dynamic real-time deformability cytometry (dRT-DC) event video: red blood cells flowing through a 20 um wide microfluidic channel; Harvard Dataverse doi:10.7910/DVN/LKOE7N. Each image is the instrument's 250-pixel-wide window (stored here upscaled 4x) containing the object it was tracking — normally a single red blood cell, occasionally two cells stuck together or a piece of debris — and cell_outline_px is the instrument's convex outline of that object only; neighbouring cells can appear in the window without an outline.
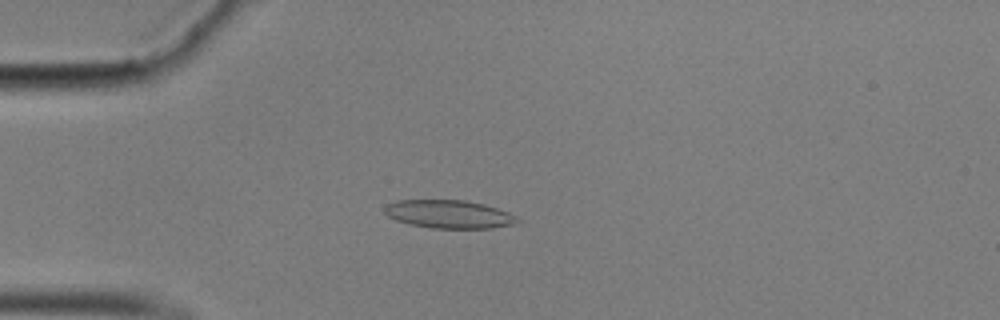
{"species": "common noctule bat (a hibernating species)", "species_latin": "Nyctalus noctula", "temperature_condition": "cold", "stored_images_in_passage": 57, "camera_frame_rate_fps": 3000, "um_per_image_px": 0.085, "animal": {"sex": "male", "body_mass_g": 17.9}, "frame": {"image": 1, "passage_image": 15, "time_ms": 4.667, "image_size_px": [1000, 320], "cell_outline_px": [[520, 220], [516, 224], [492, 228], [432, 228], [412, 224], [396, 220], [388, 216], [384, 212], [384, 208], [388, 204], [396, 200], [464, 200], [484, 204], [508, 212], [516, 216]], "centroid_in_image_um": [38.18, 18.2], "position_along_channel_um": 46.8, "area_um2": 21.73}}
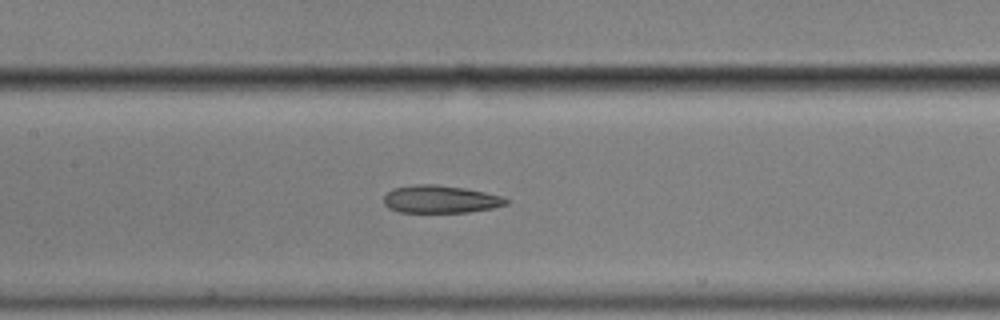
{"frame": {"image": 2, "passage_image": 27, "time_ms": 8.667, "image_size_px": [1000, 320], "cell_outline_px": [[508, 204], [492, 208], [468, 212], [400, 212], [388, 208], [384, 204], [384, 196], [392, 188], [416, 184], [436, 184], [464, 188], [504, 196], [508, 200]], "centroid_in_image_um": [37.43, 16.93], "position_along_channel_um": 170.0, "area_um2": 19.77}}
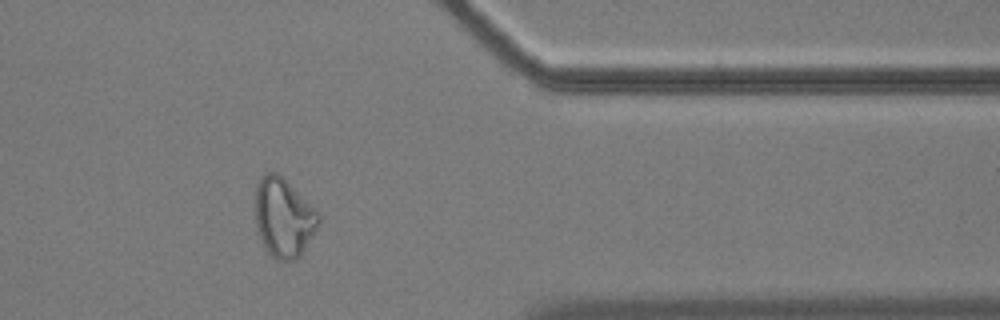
{"frame": {"image": 3, "passage_image": 47, "time_ms": 15.333, "image_size_px": [1000, 320], "cell_outline_px": [[320, 224], [296, 260], [276, 260], [268, 252], [260, 236], [256, 224], [256, 184], [260, 176], [264, 172], [276, 172], [320, 212]], "centroid_in_image_um": [24.12, 18.48], "position_along_channel_um": 387.3, "area_um2": 28.9}, "authors_computed_cell_mechanics": {"area_um2": 22.0796, "velocity_mm_per_s": 3.4889, "shape_relaxation_time_tau1_ms": null, "shape_relaxation_time_tau2_ms": 3.9786, "deformation_change_tau1": null, "deformation_change_tau2": 0.1162}}